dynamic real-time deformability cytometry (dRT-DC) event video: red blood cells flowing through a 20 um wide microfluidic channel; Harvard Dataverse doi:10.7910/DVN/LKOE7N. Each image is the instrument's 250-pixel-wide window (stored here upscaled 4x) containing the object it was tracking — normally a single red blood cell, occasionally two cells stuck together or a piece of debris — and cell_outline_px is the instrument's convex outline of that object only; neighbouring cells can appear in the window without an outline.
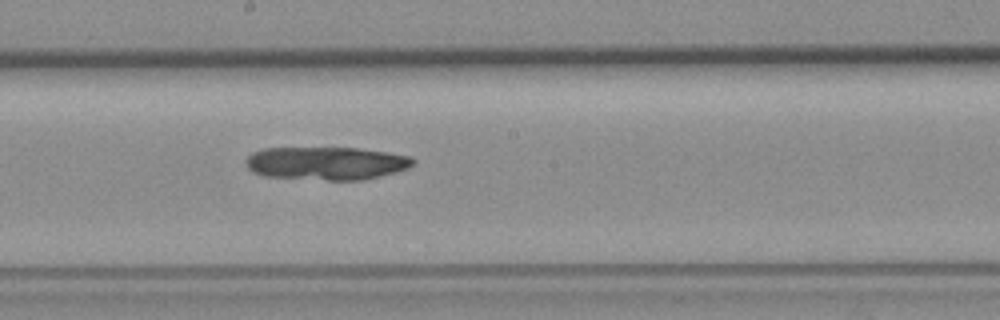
{"species": "common noctule bat (a hibernating species)", "species_latin": "Nyctalus noctula", "temperature_condition": "room temperature", "stored_images_in_passage": 9, "camera_frame_rate_fps": 3000, "um_per_image_px": 0.085, "animal": {"sex": "female", "body_mass_g": 19.3, "forearm_length_mm": 54.1}, "frame": {"image": 1, "passage_image": 9, "time_ms": 9.333, "image_size_px": [1000, 320], "cell_outline_px": [[416, 160], [408, 168], [396, 172], [364, 180], [328, 180], [264, 176], [252, 172], [248, 168], [248, 156], [252, 152], [264, 148], [356, 148], [388, 152], [412, 156]], "centroid_in_image_um": [27.78, 13.88], "position_along_channel_um": 220.4, "area_um2": 32.25}}